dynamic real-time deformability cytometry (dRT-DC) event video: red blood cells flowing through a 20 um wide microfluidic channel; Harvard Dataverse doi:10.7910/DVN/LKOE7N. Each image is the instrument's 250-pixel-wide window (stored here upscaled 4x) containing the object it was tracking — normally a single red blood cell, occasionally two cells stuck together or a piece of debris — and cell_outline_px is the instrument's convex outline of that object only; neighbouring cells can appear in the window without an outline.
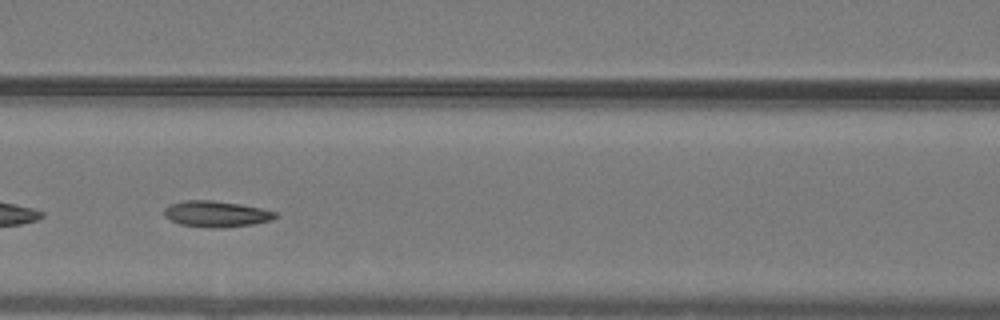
{"species": "common noctule bat (a hibernating species)", "species_latin": "Nyctalus noctula", "temperature_condition": "warm", "stored_images_in_passage": 31, "camera_frame_rate_fps": 3000, "um_per_image_px": 0.085, "animal": {"sex": "male", "body_mass_g": 19.2, "forearm_length_mm": 51.8}, "frame": {"image": 1, "passage_image": 10, "time_ms": 3.0, "image_size_px": [1000, 320], "cell_outline_px": [[276, 216], [272, 220], [252, 224], [224, 228], [208, 228], [180, 224], [164, 216], [164, 208], [168, 204], [184, 200], [212, 200], [240, 204], [260, 208], [276, 212]], "centroid_in_image_um": [18.34, 18.18], "position_along_channel_um": 148.3, "area_um2": 16.94}}
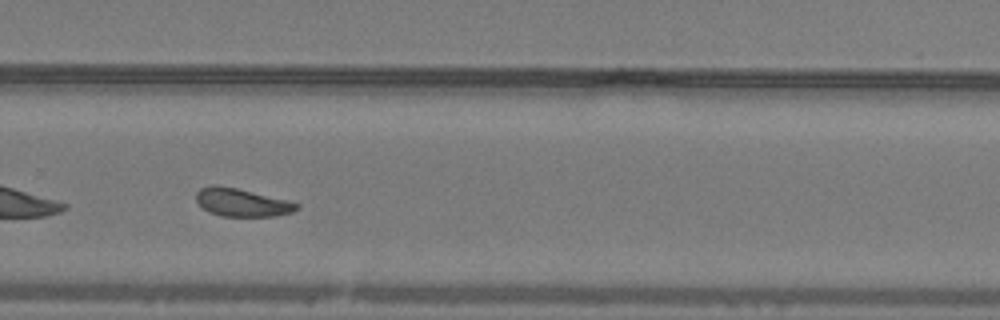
{"frame": {"image": 2, "passage_image": 22, "time_ms": 7.0, "image_size_px": [1000, 320], "cell_outline_px": [[300, 208], [292, 212], [276, 216], [220, 216], [208, 212], [196, 200], [196, 192], [200, 188], [212, 184], [216, 184], [236, 188], [288, 200], [300, 204]], "centroid_in_image_um": [20.56, 17.2], "position_along_channel_um": 309.2, "area_um2": 16.47}, "authors_computed_cell_mechanics": {"area_um2": 16.8198, "velocity_mm_per_s": 4.0452, "shape_relaxation_time_tau1_ms": 5.7798, "shape_relaxation_time_tau2_ms": 3.1962, "deformation_change_tau1": 0.1506, "deformation_change_tau2": 0.1037}}